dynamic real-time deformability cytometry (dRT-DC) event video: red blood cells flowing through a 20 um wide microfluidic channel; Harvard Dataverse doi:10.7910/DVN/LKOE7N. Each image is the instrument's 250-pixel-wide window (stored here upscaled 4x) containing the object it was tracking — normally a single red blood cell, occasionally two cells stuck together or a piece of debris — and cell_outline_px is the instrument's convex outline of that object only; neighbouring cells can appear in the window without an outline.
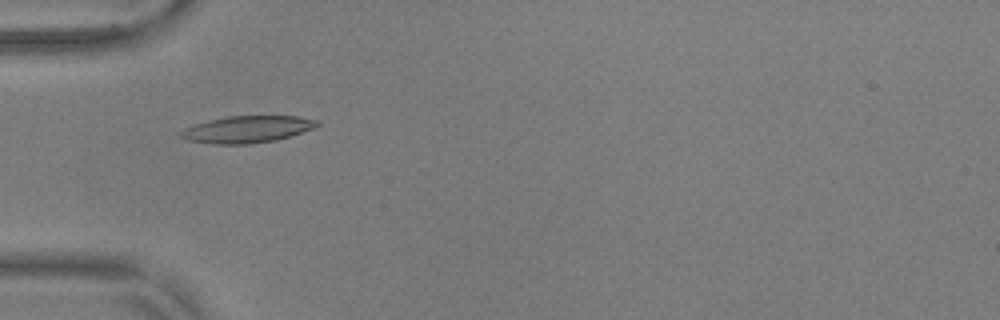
{"species": "common noctule bat (a hibernating species)", "species_latin": "Nyctalus noctula", "temperature_condition": "warm", "stored_images_in_passage": 55, "camera_frame_rate_fps": 3000, "um_per_image_px": 0.085, "animal": {"sex": "male", "body_mass_g": 17.9, "forearm_length_mm": 54.2}, "frame": {"image": 1, "passage_image": 18, "time_ms": 5.667, "image_size_px": [1000, 320], "cell_outline_px": [[320, 124], [312, 128], [276, 140], [248, 144], [216, 144], [188, 140], [180, 136], [180, 132], [184, 128], [208, 120], [228, 116], [296, 116], [316, 120]], "centroid_in_image_um": [20.97, 10.99], "position_along_channel_um": 64.0, "area_um2": 20.98}}
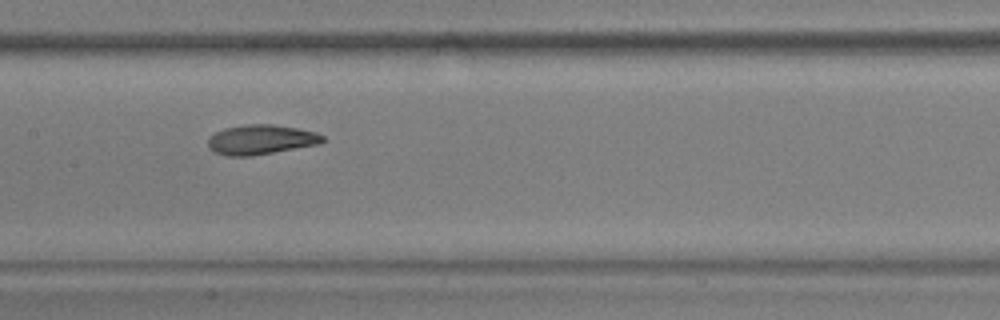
{"frame": {"image": 2, "passage_image": 28, "time_ms": 9.0, "image_size_px": [1000, 320], "cell_outline_px": [[324, 140], [320, 144], [252, 156], [228, 156], [216, 152], [208, 148], [208, 136], [224, 128], [248, 124], [272, 124], [296, 128], [316, 132], [324, 136]], "centroid_in_image_um": [22.17, 11.87], "position_along_channel_um": 185.2, "area_um2": 19.88}}
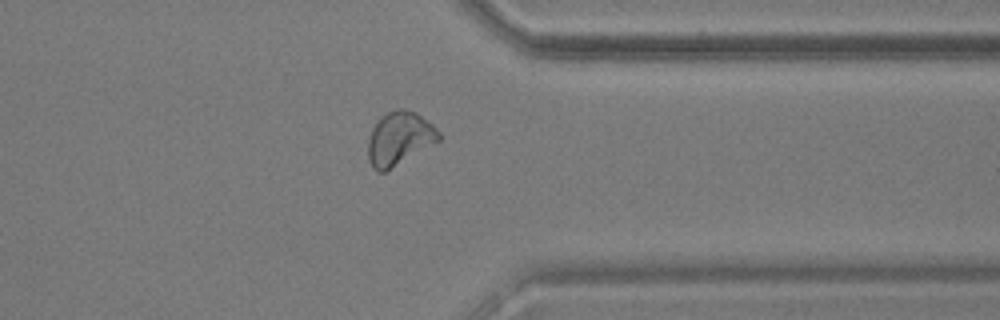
{"frame": {"image": 3, "passage_image": 44, "time_ms": 14.333, "image_size_px": [1000, 320], "cell_outline_px": [[440, 140], [384, 172], [376, 172], [372, 168], [368, 160], [368, 140], [372, 128], [380, 116], [396, 108], [404, 108], [416, 112], [432, 124], [440, 132]], "centroid_in_image_um": [33.92, 11.75], "position_along_channel_um": 377.5, "area_um2": 22.02}, "authors_computed_cell_mechanics": {"area_um2": 20.2878, "velocity_mm_per_s": 3.6793, "shape_relaxation_time_tau1_ms": 4.4338, "shape_relaxation_time_tau2_ms": 2.2313, "deformation_change_tau1": 0.139, "deformation_change_tau2": 0.0821}}